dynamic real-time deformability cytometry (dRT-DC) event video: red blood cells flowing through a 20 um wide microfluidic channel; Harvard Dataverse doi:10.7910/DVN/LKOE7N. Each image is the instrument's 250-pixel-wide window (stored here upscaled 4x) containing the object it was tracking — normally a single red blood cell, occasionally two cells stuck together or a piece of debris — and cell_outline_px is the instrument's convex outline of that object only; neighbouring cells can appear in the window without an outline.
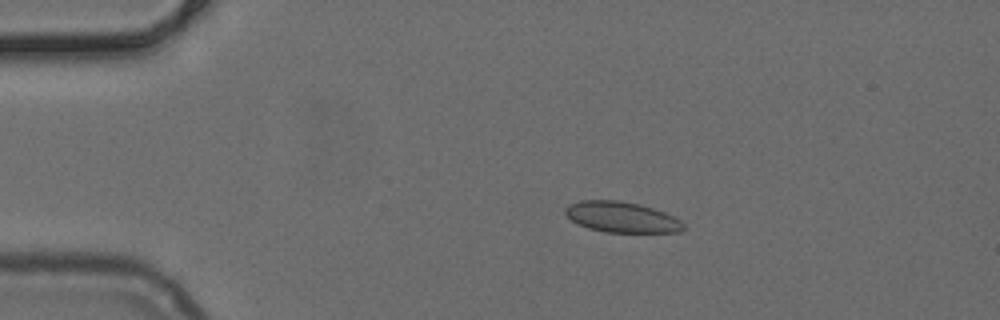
{"species": "common noctule bat (a hibernating species)", "species_latin": "Nyctalus noctula", "temperature_condition": "cold", "stored_images_in_passage": 50, "camera_frame_rate_fps": 3000, "um_per_image_px": 0.085, "animal": {"sex": "female", "body_mass_g": 24.6, "forearm_length_mm": 56.2}, "frame": {"image": 1, "passage_image": 9, "time_ms": 2.667, "image_size_px": [1000, 320], "cell_outline_px": [[684, 228], [680, 232], [604, 232], [588, 228], [572, 220], [564, 212], [564, 208], [568, 204], [580, 200], [620, 200], [640, 204], [664, 212], [680, 220], [684, 224]], "centroid_in_image_um": [52.82, 18.44], "position_along_channel_um": 32.2, "area_um2": 21.1}}
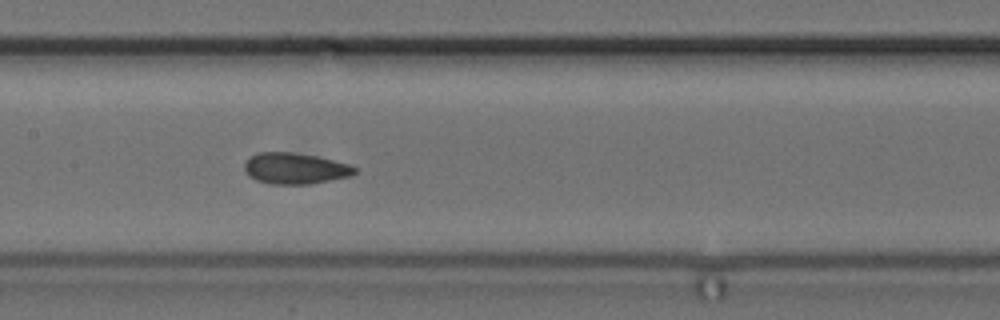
{"frame": {"image": 2, "passage_image": 24, "time_ms": 7.667, "image_size_px": [1000, 320], "cell_outline_px": [[356, 172], [352, 176], [308, 184], [268, 184], [256, 180], [248, 176], [244, 168], [244, 164], [252, 156], [260, 152], [292, 152], [316, 156], [348, 164], [356, 168]], "centroid_in_image_um": [25.07, 14.32], "position_along_channel_um": 182.3, "area_um2": 19.88}}
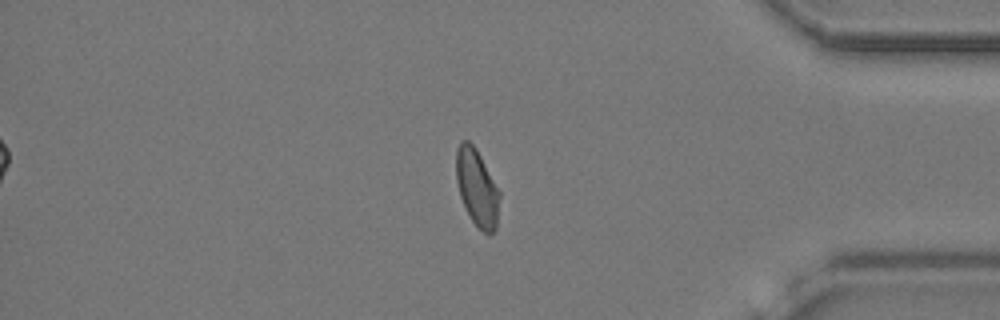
{"frame": {"image": 3, "passage_image": 42, "time_ms": 13.667, "image_size_px": [1000, 320], "cell_outline_px": [[500, 196], [496, 228], [492, 232], [484, 232], [472, 220], [460, 196], [456, 180], [456, 148], [460, 140], [468, 140], [476, 148], [500, 192]], "centroid_in_image_um": [40.53, 15.9], "position_along_channel_um": 394.7, "area_um2": 19.19}}